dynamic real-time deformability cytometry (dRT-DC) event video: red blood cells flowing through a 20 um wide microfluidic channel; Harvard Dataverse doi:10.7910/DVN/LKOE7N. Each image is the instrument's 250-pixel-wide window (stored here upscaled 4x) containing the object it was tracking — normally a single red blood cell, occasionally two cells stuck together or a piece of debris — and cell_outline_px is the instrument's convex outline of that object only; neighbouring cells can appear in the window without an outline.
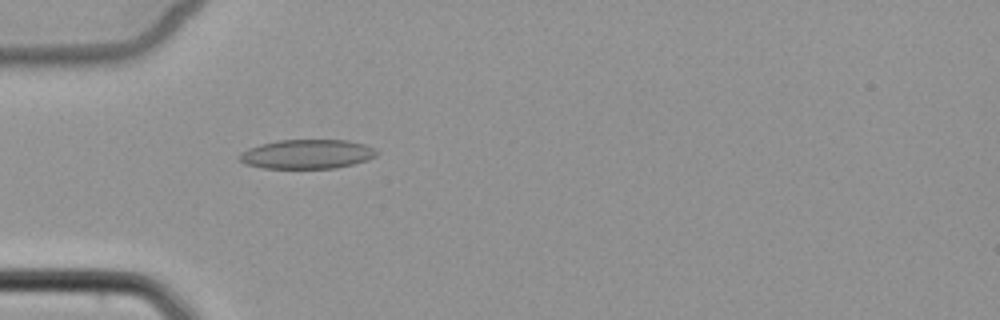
{"species": "common noctule bat (a hibernating species)", "species_latin": "Nyctalus noctula", "temperature_condition": "cold", "stored_images_in_passage": 5, "camera_frame_rate_fps": 3000, "um_per_image_px": 0.085, "animal": {"sex": "female", "body_mass_g": 22.7, "forearm_length_mm": 54.2}, "frame": {"image": 1, "passage_image": 5, "time_ms": 5.0, "image_size_px": [1000, 320], "cell_outline_px": [[380, 152], [376, 156], [368, 160], [336, 168], [264, 168], [244, 164], [236, 156], [240, 152], [248, 148], [260, 144], [280, 140], [348, 140], [364, 144], [376, 148]], "centroid_in_image_um": [26.1, 13.1], "position_along_channel_um": 58.9, "area_um2": 23.64}}